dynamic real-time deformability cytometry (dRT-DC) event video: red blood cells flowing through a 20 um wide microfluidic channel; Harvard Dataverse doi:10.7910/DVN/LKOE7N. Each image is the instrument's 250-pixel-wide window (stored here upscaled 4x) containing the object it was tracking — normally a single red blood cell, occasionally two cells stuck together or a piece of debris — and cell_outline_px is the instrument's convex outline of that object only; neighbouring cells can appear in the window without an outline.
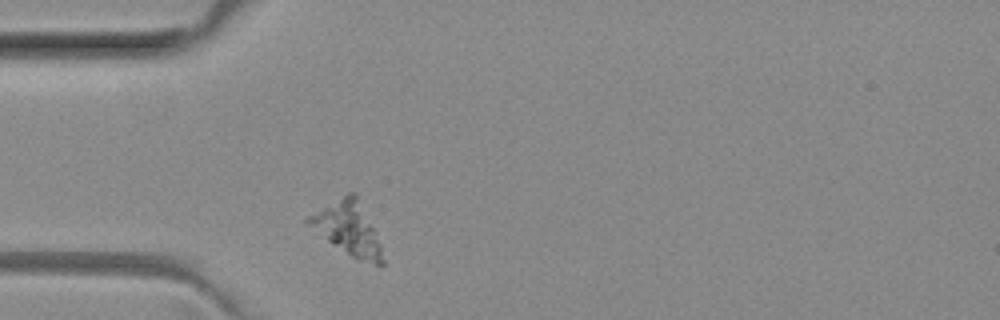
{"species": "common noctule bat (a hibernating species)", "species_latin": "Nyctalus noctula", "temperature_condition": "room temperature", "stored_images_in_passage": 1, "camera_frame_rate_fps": 3000, "um_per_image_px": 0.085, "animal": {"sex": "female", "body_mass_g": 29.2, "forearm_length_mm": 56.3}, "frame": {"image": 1, "passage_image": 1, "time_ms": 0.0, "image_size_px": [1000, 320], "cell_outline_px": [[384, 264], [380, 268], [360, 260], [352, 256], [304, 224], [304, 220], [308, 216], [348, 192], [356, 192], [380, 244], [384, 260]], "centroid_in_image_um": [29.59, 19.44], "position_along_channel_um": 55.4, "area_um2": 22.54}}